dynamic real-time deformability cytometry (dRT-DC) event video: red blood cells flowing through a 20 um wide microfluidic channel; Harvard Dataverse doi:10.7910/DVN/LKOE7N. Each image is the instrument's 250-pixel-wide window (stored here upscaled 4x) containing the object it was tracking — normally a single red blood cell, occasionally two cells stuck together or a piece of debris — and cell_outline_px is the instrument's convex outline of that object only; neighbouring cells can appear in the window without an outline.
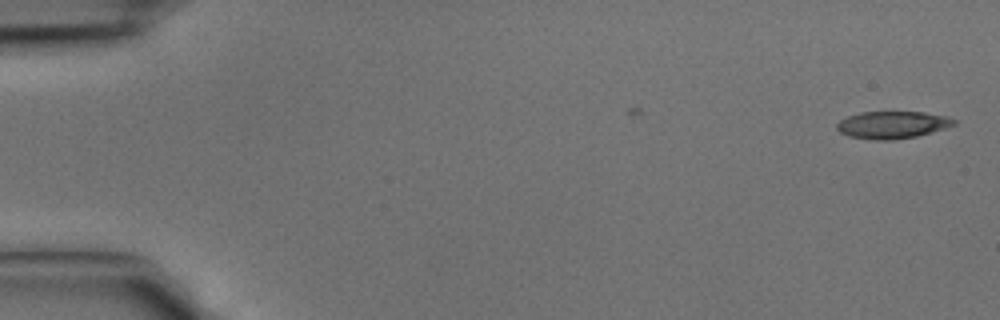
{"species": "common noctule bat (a hibernating species)", "species_latin": "Nyctalus noctula", "temperature_condition": "cold", "stored_images_in_passage": 3, "camera_frame_rate_fps": 3000, "um_per_image_px": 0.085, "animal": {"sex": "male", "body_mass_g": 15.6}, "frame": {"image": 1, "passage_image": 3, "time_ms": 0.667, "image_size_px": [1000, 320], "cell_outline_px": [[956, 124], [944, 128], [916, 136], [892, 140], [876, 140], [848, 136], [840, 132], [836, 128], [836, 124], [840, 120], [848, 116], [860, 112], [924, 112], [948, 116], [956, 120]], "centroid_in_image_um": [75.84, 10.6], "position_along_channel_um": 9.2, "area_um2": 18.55}}